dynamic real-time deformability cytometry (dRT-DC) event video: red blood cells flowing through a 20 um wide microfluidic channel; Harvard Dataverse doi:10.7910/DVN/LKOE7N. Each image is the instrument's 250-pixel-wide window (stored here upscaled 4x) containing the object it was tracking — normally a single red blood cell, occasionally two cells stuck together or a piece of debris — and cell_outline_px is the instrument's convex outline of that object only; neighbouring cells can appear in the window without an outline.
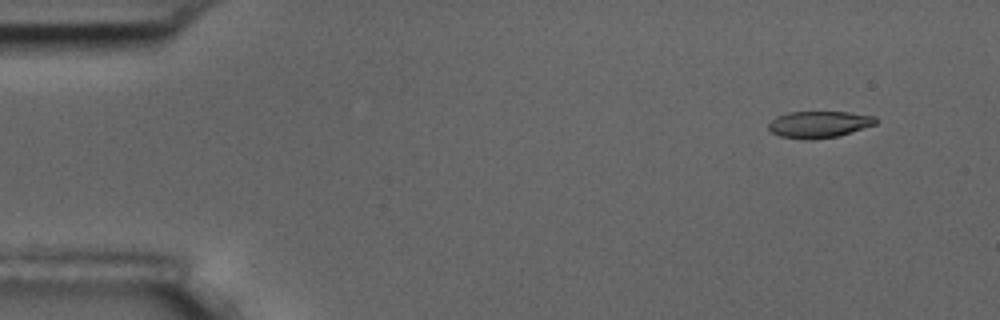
{"species": "common noctule bat (a hibernating species)", "species_latin": "Nyctalus noctula", "temperature_condition": "room temperature", "stored_images_in_passage": 7, "camera_frame_rate_fps": 3000, "um_per_image_px": 0.085, "animal": {"sex": "male", "body_mass_g": 17.5, "forearm_length_mm": 52.3}, "frame": {"image": 1, "passage_image": 1, "time_ms": 0.0, "image_size_px": [1000, 320], "cell_outline_px": [[876, 124], [840, 136], [780, 136], [772, 132], [768, 128], [768, 124], [776, 116], [788, 112], [848, 112], [876, 116]], "centroid_in_image_um": [69.66, 10.51], "position_along_channel_um": 15.3, "area_um2": 15.84}}
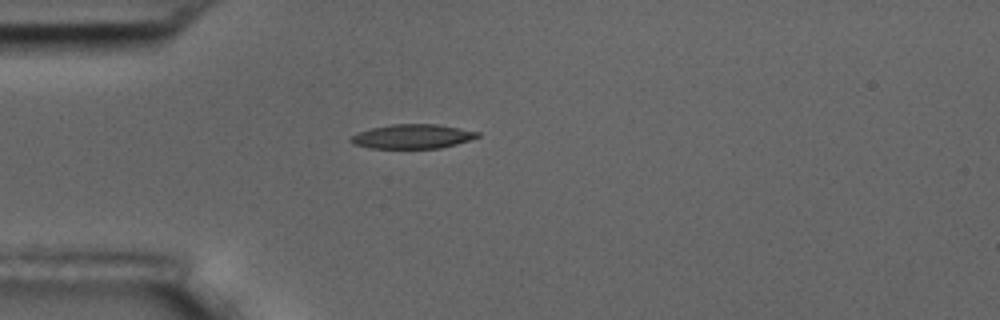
{"frame": {"image": 2, "passage_image": 4, "time_ms": 3.667, "image_size_px": [1000, 320], "cell_outline_px": [[480, 136], [456, 144], [440, 148], [368, 148], [352, 144], [348, 140], [352, 136], [360, 132], [372, 128], [392, 124], [436, 124], [480, 132]], "centroid_in_image_um": [35.04, 11.6], "position_along_channel_um": 50.0, "area_um2": 17.8}}